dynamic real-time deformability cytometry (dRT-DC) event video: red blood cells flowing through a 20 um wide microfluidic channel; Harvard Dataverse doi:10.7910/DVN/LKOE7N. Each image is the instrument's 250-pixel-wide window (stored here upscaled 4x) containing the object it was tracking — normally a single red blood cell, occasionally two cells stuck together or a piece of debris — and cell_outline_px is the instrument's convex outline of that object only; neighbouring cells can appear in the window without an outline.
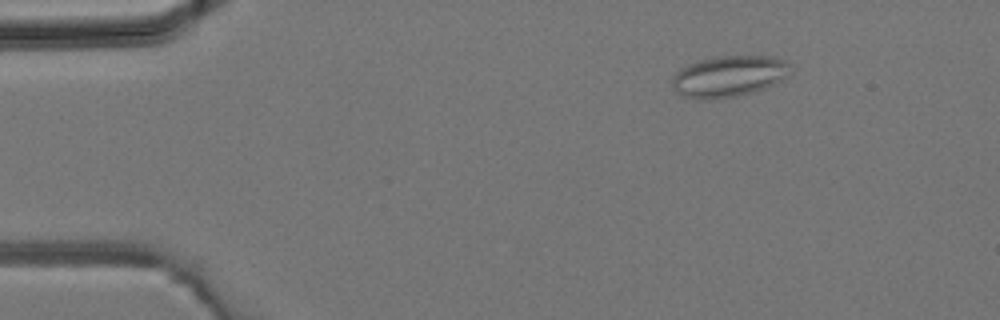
{"species": "common noctule bat (a hibernating species)", "species_latin": "Nyctalus noctula", "temperature_condition": "room temperature", "stored_images_in_passage": 42, "camera_frame_rate_fps": 3000, "um_per_image_px": 0.085, "animal": {"sex": "male", "body_mass_g": 19.2, "forearm_length_mm": 51.8}, "frame": {"image": 1, "passage_image": 6, "time_ms": 1.667, "image_size_px": [1000, 320], "cell_outline_px": [[792, 72], [780, 80], [764, 88], [752, 92], [736, 96], [716, 100], [704, 100], [680, 96], [672, 88], [672, 76], [680, 68], [688, 64], [700, 60], [720, 56], [772, 56], [784, 60], [792, 64]], "centroid_in_image_um": [61.93, 6.49], "position_along_channel_um": 23.1, "area_um2": 28.73}}
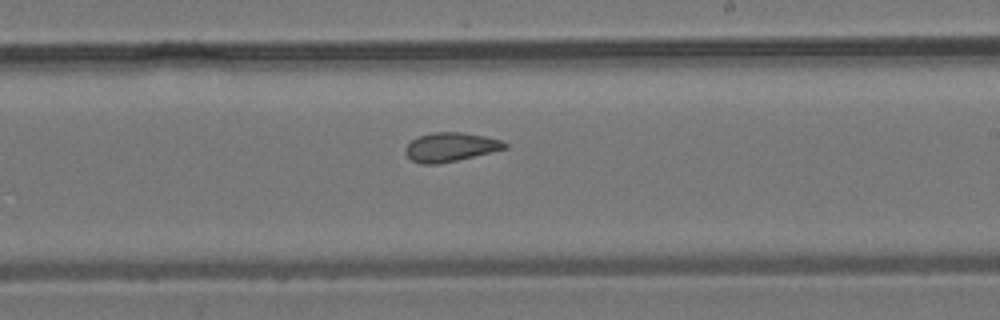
{"frame": {"image": 2, "passage_image": 25, "time_ms": 8.0, "image_size_px": [1000, 320], "cell_outline_px": [[508, 148], [456, 160], [436, 164], [420, 164], [412, 160], [404, 152], [404, 148], [416, 136], [432, 132], [460, 132], [484, 136], [500, 140], [508, 144]], "centroid_in_image_um": [38.25, 12.49], "position_along_channel_um": 250.7, "area_um2": 16.7}}
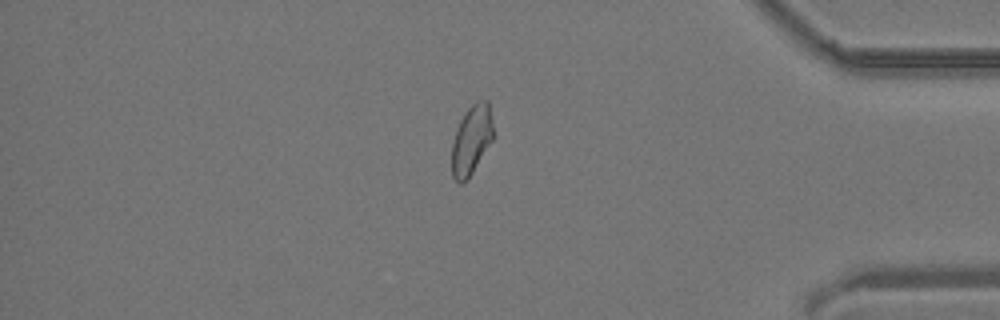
{"frame": {"image": 3, "passage_image": 36, "time_ms": 11.667, "image_size_px": [1000, 320], "cell_outline_px": [[492, 140], [468, 180], [460, 184], [452, 176], [452, 144], [456, 128], [464, 112], [476, 100], [488, 100], [492, 120]], "centroid_in_image_um": [40.06, 11.89], "position_along_channel_um": 395.1, "area_um2": 16.76}}